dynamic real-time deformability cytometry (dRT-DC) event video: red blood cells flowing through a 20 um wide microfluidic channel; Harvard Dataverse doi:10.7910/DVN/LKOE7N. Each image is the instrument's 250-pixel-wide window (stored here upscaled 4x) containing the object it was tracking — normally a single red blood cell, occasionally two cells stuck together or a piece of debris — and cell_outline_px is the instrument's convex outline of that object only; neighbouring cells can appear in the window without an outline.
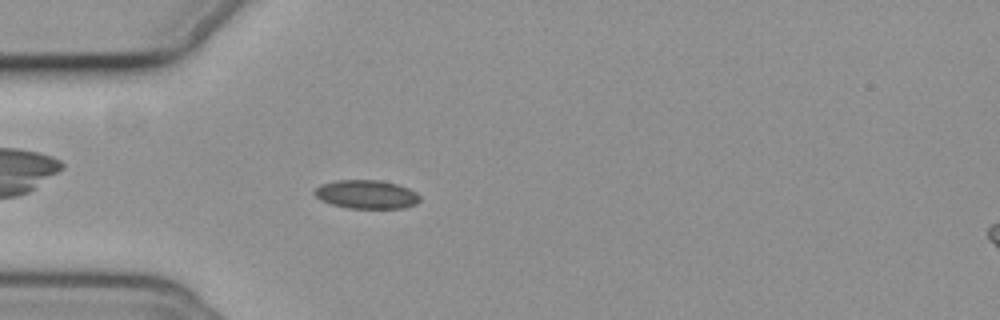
{"species": "common noctule bat (a hibernating species)", "species_latin": "Nyctalus noctula", "temperature_condition": "cold", "stored_images_in_passage": 47, "camera_frame_rate_fps": 3000, "um_per_image_px": 0.085, "animal": {"sex": "female", "body_mass_g": 19.3, "forearm_length_mm": 54.1}, "frame": {"image": 1, "passage_image": 7, "time_ms": 2.0, "image_size_px": [1000, 320], "cell_outline_px": [[420, 200], [416, 204], [404, 208], [348, 208], [332, 204], [320, 200], [312, 192], [320, 184], [336, 180], [380, 180], [396, 184], [408, 188], [416, 192], [420, 196]], "centroid_in_image_um": [31.14, 16.52], "position_along_channel_um": 53.9, "area_um2": 17.63}}
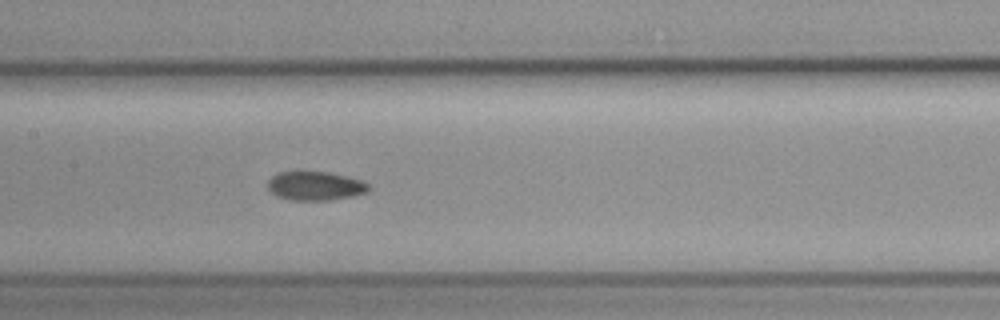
{"frame": {"image": 2, "passage_image": 18, "time_ms": 5.667, "image_size_px": [1000, 320], "cell_outline_px": [[372, 188], [368, 192], [352, 196], [328, 200], [288, 200], [276, 196], [268, 188], [268, 180], [272, 176], [280, 172], [328, 172], [348, 176], [360, 180], [368, 184]], "centroid_in_image_um": [26.81, 15.81], "position_along_channel_um": 180.6, "area_um2": 16.99}}
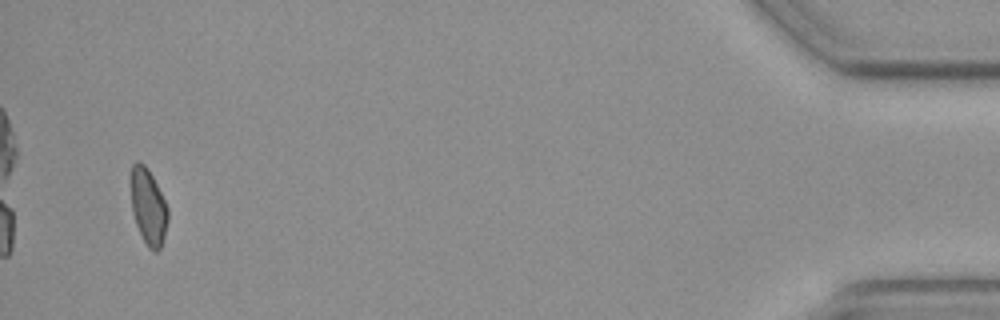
{"frame": {"image": 3, "passage_image": 45, "time_ms": 14.667, "image_size_px": [1000, 320], "cell_outline_px": [[168, 220], [164, 236], [160, 248], [156, 252], [152, 252], [148, 248], [136, 224], [132, 212], [128, 180], [128, 176], [132, 164], [136, 160], [140, 160], [144, 164], [152, 176], [168, 208]], "centroid_in_image_um": [12.54, 17.51], "position_along_channel_um": 422.7, "area_um2": 16.82}, "authors_computed_cell_mechanics": {"area_um2": 17.1088, "velocity_mm_per_s": 3.6738, "shape_relaxation_time_tau1_ms": null, "shape_relaxation_time_tau2_ms": 11.3166, "deformation_change_tau1": null, "deformation_change_tau2": 0.1234}}